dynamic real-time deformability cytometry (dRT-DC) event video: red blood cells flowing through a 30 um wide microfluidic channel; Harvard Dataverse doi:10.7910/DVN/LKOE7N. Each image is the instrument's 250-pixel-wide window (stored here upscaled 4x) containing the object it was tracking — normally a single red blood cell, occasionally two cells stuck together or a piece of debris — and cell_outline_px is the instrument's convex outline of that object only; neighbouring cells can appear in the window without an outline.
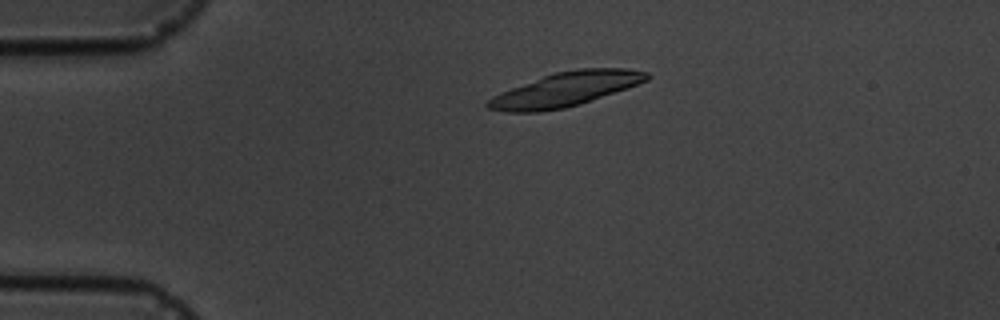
{"species": "common noctule bat (a hibernating species)", "species_latin": "Nyctalus noctula", "temperature_condition": "cold", "stored_images_in_passage": 5, "camera_frame_rate_fps": 3000, "um_per_image_px": 0.085, "animal": {"sex": "male", "body_mass_g": 19.5, "forearm_length_mm": 54.6}, "frame": {"image": 1, "passage_image": 4, "time_ms": 3.333, "image_size_px": [1000, 320], "cell_outline_px": [[652, 76], [648, 80], [628, 88], [580, 104], [564, 108], [540, 112], [504, 112], [488, 108], [484, 104], [492, 96], [500, 92], [544, 76], [556, 72], [580, 68], [628, 68], [648, 72]], "centroid_in_image_um": [48.09, 7.59], "position_along_channel_um": 36.9, "area_um2": 31.62}}